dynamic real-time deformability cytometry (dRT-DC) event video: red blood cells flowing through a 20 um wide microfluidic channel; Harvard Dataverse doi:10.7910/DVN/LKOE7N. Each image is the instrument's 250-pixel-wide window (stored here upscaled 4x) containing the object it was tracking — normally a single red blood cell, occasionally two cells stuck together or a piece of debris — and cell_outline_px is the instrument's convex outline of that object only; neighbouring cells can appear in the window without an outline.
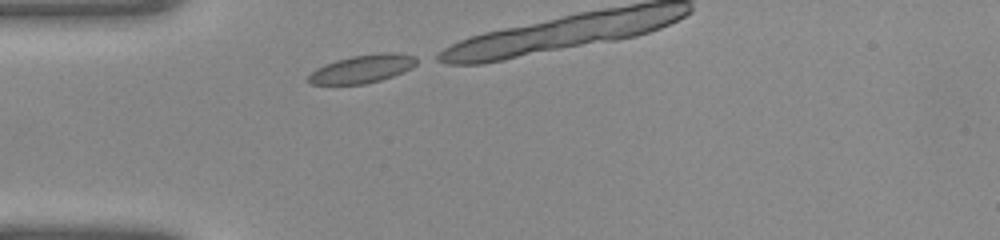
{"species": "common noctule bat (a hibernating species)", "species_latin": "Nyctalus noctula", "temperature_condition": "warm", "stored_images_in_passage": 5, "camera_frame_rate_fps": 3000, "um_per_image_px": 0.085, "animal": {"sex": "female", "body_mass_g": 22.0, "forearm_length_mm": 56.7}, "frame": {"image": 1, "passage_image": 1, "time_ms": 0.0, "image_size_px": [1000, 240], "cell_outline_px": [[424, 60], [412, 68], [392, 76], [380, 80], [364, 84], [312, 84], [308, 80], [308, 76], [316, 68], [324, 64], [336, 60], [352, 56], [380, 52], [392, 52], [416, 56]], "centroid_in_image_um": [30.88, 5.83], "position_along_channel_um": 54.1, "area_um2": 17.92}}